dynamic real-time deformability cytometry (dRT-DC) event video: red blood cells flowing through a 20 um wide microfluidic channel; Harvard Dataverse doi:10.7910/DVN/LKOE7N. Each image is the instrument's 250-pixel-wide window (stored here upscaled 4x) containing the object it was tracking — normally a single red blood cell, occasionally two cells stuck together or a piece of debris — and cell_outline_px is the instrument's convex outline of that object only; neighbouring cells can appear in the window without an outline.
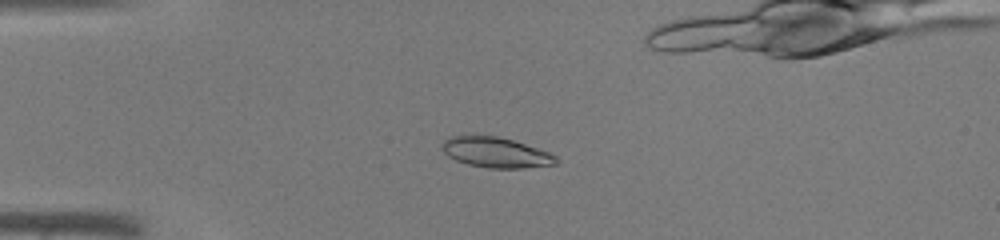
{"species": "common noctule bat (a hibernating species)", "species_latin": "Nyctalus noctula", "temperature_condition": "warm", "stored_images_in_passage": 43, "camera_frame_rate_fps": 3000, "um_per_image_px": 0.085, "animal": {"sex": "male", "body_mass_g": 19.0, "forearm_length_mm": 50.8}, "frame": {"image": 1, "passage_image": 9, "time_ms": 2.667, "image_size_px": [1000, 240], "cell_outline_px": [[560, 160], [556, 164], [524, 168], [488, 168], [468, 164], [456, 160], [448, 156], [440, 148], [440, 144], [448, 136], [496, 136], [512, 140], [548, 152], [556, 156]], "centroid_in_image_um": [42.12, 12.96], "position_along_channel_um": 42.9, "area_um2": 20.06}}
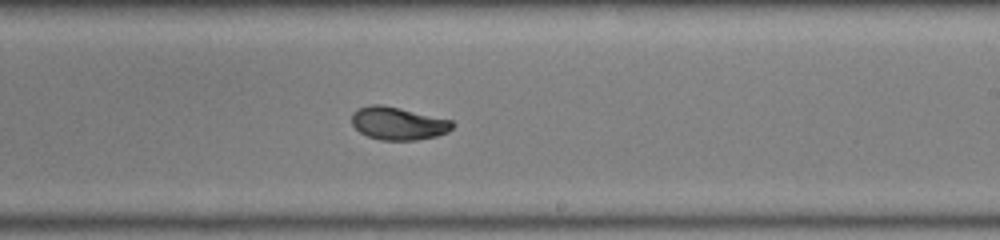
{"frame": {"image": 2, "passage_image": 25, "time_ms": 8.0, "image_size_px": [1000, 240], "cell_outline_px": [[456, 124], [448, 132], [436, 136], [416, 140], [380, 140], [368, 136], [360, 132], [352, 124], [352, 112], [356, 108], [368, 104], [380, 104], [400, 108], [452, 120]], "centroid_in_image_um": [33.83, 10.48], "position_along_channel_um": 255.2, "area_um2": 19.42}}
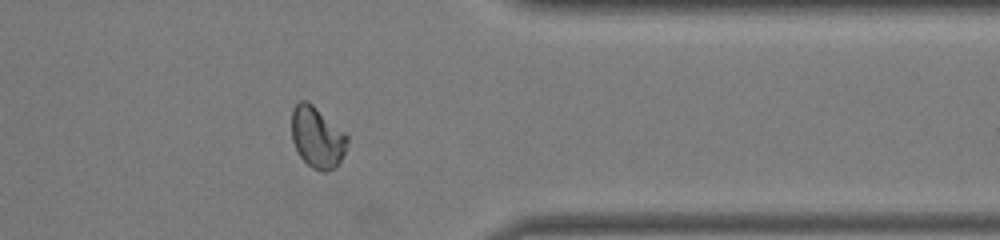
{"frame": {"image": 3, "passage_image": 34, "time_ms": 11.0, "image_size_px": [1000, 240], "cell_outline_px": [[348, 144], [340, 160], [332, 168], [324, 172], [320, 172], [312, 168], [300, 156], [292, 140], [292, 108], [300, 100], [308, 100], [344, 132], [348, 136]], "centroid_in_image_um": [26.94, 11.65], "position_along_channel_um": 384.5, "area_um2": 19.65}}